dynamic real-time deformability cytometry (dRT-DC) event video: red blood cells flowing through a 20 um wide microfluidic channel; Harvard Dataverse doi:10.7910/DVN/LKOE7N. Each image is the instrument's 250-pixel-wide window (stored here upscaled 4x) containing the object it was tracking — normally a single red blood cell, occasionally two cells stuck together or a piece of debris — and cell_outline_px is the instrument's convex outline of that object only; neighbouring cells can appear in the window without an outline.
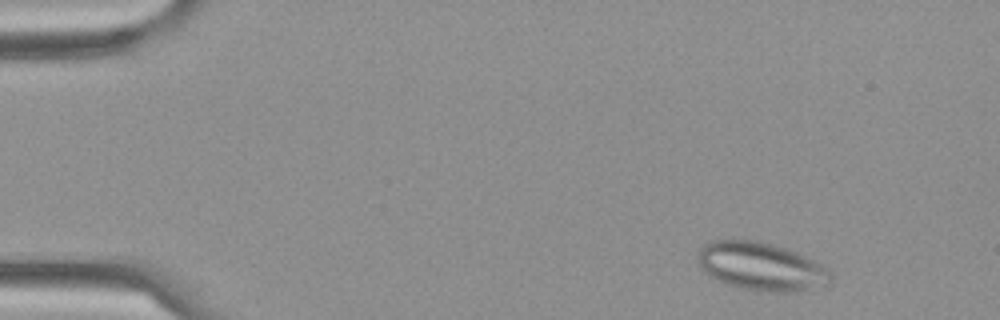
{"species": "Egyptian fruit bat (a non-hibernating species)", "species_latin": "Rousettus aegyptiacus", "temperature_condition": "cold", "stored_images_in_passage": 3, "camera_frame_rate_fps": 3000, "um_per_image_px": 0.085, "frame": {"image": 1, "passage_image": 1, "time_ms": 0.0, "image_size_px": [1000, 320], "cell_outline_px": [[832, 280], [828, 284], [796, 292], [760, 292], [736, 288], [716, 280], [704, 272], [700, 268], [696, 256], [700, 248], [704, 244], [712, 240], [756, 240], [772, 244], [796, 252], [820, 264], [832, 272]], "centroid_in_image_um": [64.65, 22.67], "position_along_channel_um": 20.3, "area_um2": 37.69}}